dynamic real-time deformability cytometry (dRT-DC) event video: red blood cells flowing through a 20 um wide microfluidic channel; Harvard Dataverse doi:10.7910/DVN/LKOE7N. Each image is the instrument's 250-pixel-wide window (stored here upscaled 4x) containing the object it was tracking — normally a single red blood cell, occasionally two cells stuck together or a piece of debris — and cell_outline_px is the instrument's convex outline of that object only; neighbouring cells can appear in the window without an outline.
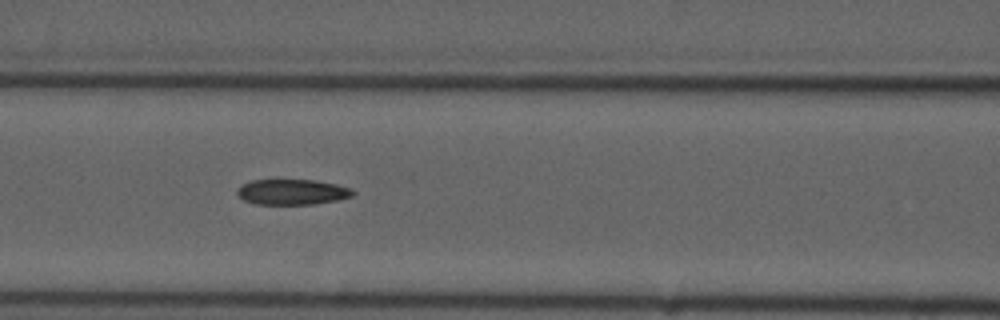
{"species": "common noctule bat (a hibernating species)", "species_latin": "Nyctalus noctula", "temperature_condition": "cold", "stored_images_in_passage": 9, "camera_frame_rate_fps": 3000, "um_per_image_px": 0.085, "animal": {"sex": "male", "forearm_length_mm": 52.5}, "frame": {"image": 1, "passage_image": 7, "time_ms": 7.667, "image_size_px": [1000, 320], "cell_outline_px": [[356, 192], [352, 196], [336, 200], [316, 204], [256, 204], [244, 200], [236, 192], [244, 184], [252, 180], [276, 176], [316, 180], [336, 184], [352, 188]], "centroid_in_image_um": [24.84, 16.26], "position_along_channel_um": 141.8, "area_um2": 17.98}}